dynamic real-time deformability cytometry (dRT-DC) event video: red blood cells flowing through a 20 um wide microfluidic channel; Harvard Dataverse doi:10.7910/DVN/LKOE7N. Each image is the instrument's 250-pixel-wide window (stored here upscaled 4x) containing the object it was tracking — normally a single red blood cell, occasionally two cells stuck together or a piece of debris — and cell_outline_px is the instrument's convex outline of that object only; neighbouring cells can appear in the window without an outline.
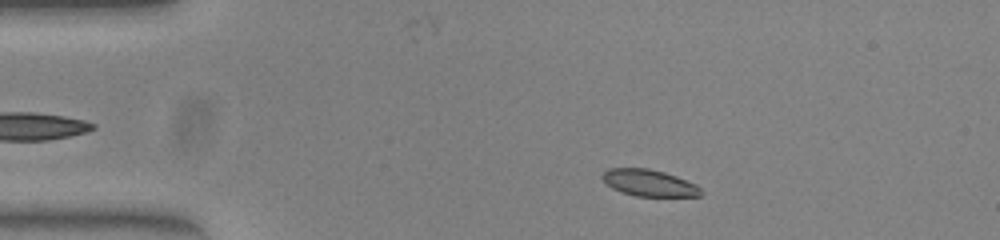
{"species": "common noctule bat (a hibernating species)", "species_latin": "Nyctalus noctula", "temperature_condition": "warm", "stored_images_in_passage": 47, "camera_frame_rate_fps": 3000, "um_per_image_px": 0.085, "animal": {"sex": "female", "body_mass_g": 23.0, "forearm_length_mm": 53.4}, "frame": {"image": 1, "passage_image": 5, "time_ms": 1.333, "image_size_px": [1000, 240], "cell_outline_px": [[704, 192], [700, 196], [636, 196], [612, 188], [600, 176], [608, 168], [648, 168], [664, 172], [676, 176], [696, 184]], "centroid_in_image_um": [55.19, 15.54], "position_along_channel_um": 29.8, "area_um2": 15.2}}
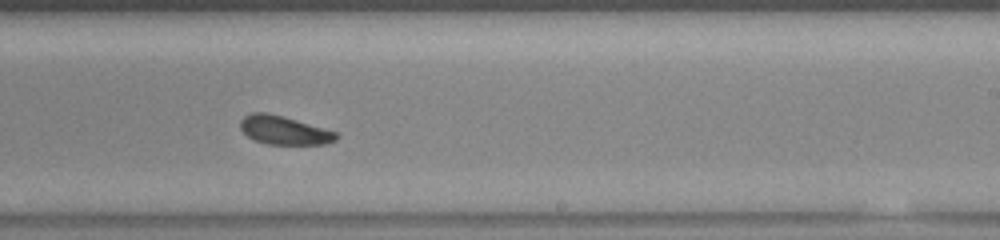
{"frame": {"image": 2, "passage_image": 27, "time_ms": 8.667, "image_size_px": [1000, 240], "cell_outline_px": [[340, 136], [336, 140], [328, 144], [268, 144], [256, 140], [248, 136], [240, 128], [240, 120], [244, 116], [252, 112], [268, 112], [284, 116], [336, 132]], "centroid_in_image_um": [24.15, 11.06], "position_along_channel_um": 264.8, "area_um2": 15.95}}
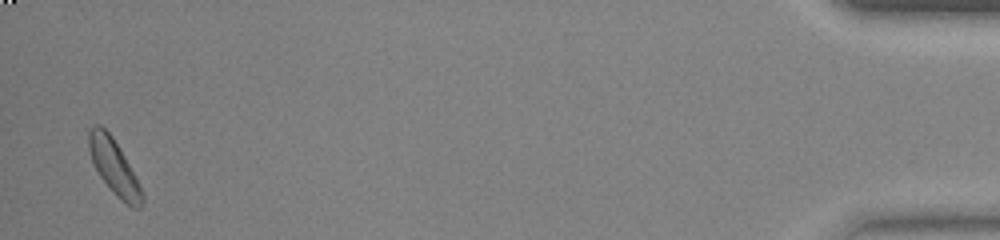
{"frame": {"image": 3, "passage_image": 46, "time_ms": 15.0, "image_size_px": [1000, 240], "cell_outline_px": [[144, 200], [140, 208], [132, 208], [120, 200], [112, 192], [100, 176], [92, 160], [88, 148], [88, 132], [92, 124], [100, 124], [112, 136], [124, 156], [144, 196]], "centroid_in_image_um": [9.66, 14.18], "position_along_channel_um": 425.5, "area_um2": 16.82}, "authors_computed_cell_mechanics": {"area_um2": 16.5308, "velocity_mm_per_s": 3.9703, "shape_relaxation_time_tau1_ms": 1.771, "shape_relaxation_time_tau2_ms": 5.8706, "deformation_change_tau1": 0.0793, "deformation_change_tau2": 0.124}}